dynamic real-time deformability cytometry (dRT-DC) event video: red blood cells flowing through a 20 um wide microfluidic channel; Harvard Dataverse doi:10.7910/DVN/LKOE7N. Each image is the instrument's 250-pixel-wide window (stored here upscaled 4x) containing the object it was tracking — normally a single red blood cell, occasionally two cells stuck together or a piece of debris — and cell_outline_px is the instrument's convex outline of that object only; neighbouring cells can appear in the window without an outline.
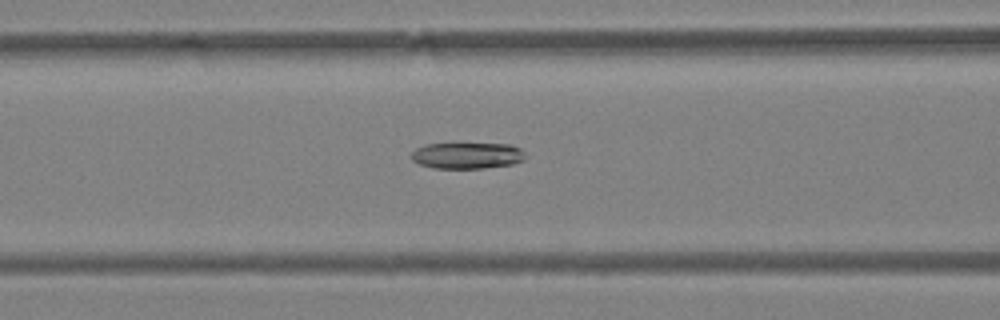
{"species": "Egyptian fruit bat (a non-hibernating species)", "species_latin": "Rousettus aegyptiacus", "temperature_condition": "warm", "stored_images_in_passage": 50, "camera_frame_rate_fps": 3000, "um_per_image_px": 0.085, "animal": {"sex": "female"}, "frame": {"image": 1, "passage_image": 22, "time_ms": 7.0, "image_size_px": [1000, 320], "cell_outline_px": [[524, 160], [512, 164], [484, 168], [432, 168], [420, 164], [412, 160], [412, 152], [416, 148], [424, 144], [508, 144], [520, 148], [524, 152]], "centroid_in_image_um": [39.7, 13.22], "position_along_channel_um": 126.9, "area_um2": 17.34}}
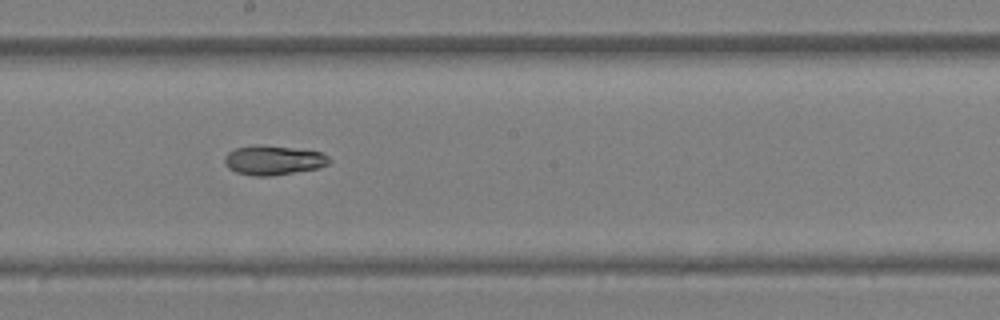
{"frame": {"image": 2, "passage_image": 29, "time_ms": 9.333, "image_size_px": [1000, 320], "cell_outline_px": [[332, 160], [328, 164], [320, 168], [272, 176], [252, 176], [236, 172], [228, 168], [224, 164], [224, 156], [228, 152], [236, 148], [256, 144], [260, 144], [324, 152]], "centroid_in_image_um": [23.24, 13.62], "position_along_channel_um": 225.0, "area_um2": 18.26}}
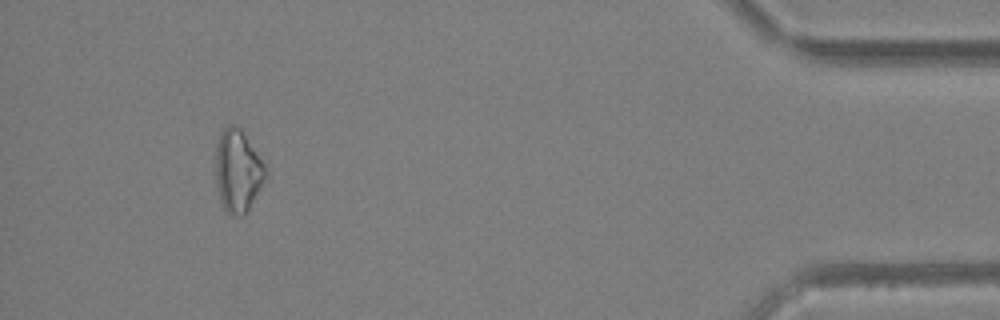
{"frame": {"image": 3, "passage_image": 47, "time_ms": 15.333, "image_size_px": [1000, 320], "cell_outline_px": [[264, 180], [248, 212], [244, 216], [240, 216], [228, 212], [224, 208], [220, 200], [216, 184], [216, 144], [220, 132], [228, 124], [232, 124], [240, 128], [264, 164]], "centroid_in_image_um": [20.18, 14.53], "position_along_channel_um": 415.0, "area_um2": 23.58}}